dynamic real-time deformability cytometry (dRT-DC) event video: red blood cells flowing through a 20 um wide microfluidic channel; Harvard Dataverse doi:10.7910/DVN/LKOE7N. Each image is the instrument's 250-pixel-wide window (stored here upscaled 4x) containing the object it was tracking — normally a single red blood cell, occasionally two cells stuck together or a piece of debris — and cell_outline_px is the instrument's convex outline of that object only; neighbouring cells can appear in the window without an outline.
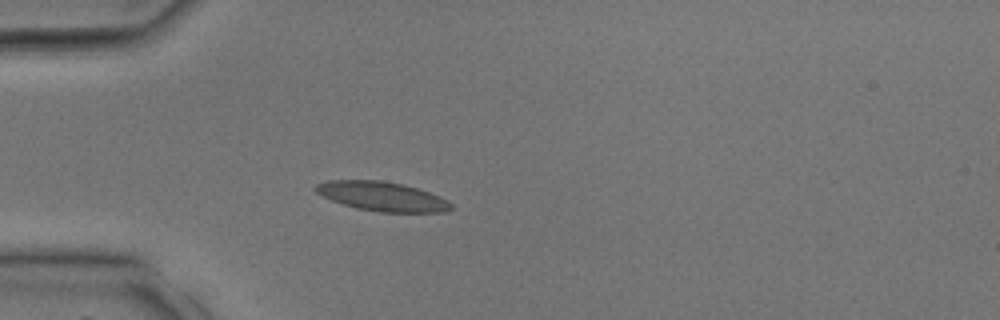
{"species": "common noctule bat (a hibernating species)", "species_latin": "Nyctalus noctula", "temperature_condition": "room temperature", "stored_images_in_passage": 13, "camera_frame_rate_fps": 3000, "um_per_image_px": 0.085, "animal": {"sex": "male", "body_mass_g": 17.9, "forearm_length_mm": 54.2}, "frame": {"image": 1, "passage_image": 10, "time_ms": 3.0, "image_size_px": [1000, 320], "cell_outline_px": [[452, 208], [444, 212], [380, 212], [356, 208], [332, 200], [316, 192], [312, 188], [316, 184], [328, 180], [380, 180], [404, 184], [440, 196], [448, 200], [452, 204]], "centroid_in_image_um": [32.48, 16.68], "position_along_channel_um": 52.5, "area_um2": 23.06}}